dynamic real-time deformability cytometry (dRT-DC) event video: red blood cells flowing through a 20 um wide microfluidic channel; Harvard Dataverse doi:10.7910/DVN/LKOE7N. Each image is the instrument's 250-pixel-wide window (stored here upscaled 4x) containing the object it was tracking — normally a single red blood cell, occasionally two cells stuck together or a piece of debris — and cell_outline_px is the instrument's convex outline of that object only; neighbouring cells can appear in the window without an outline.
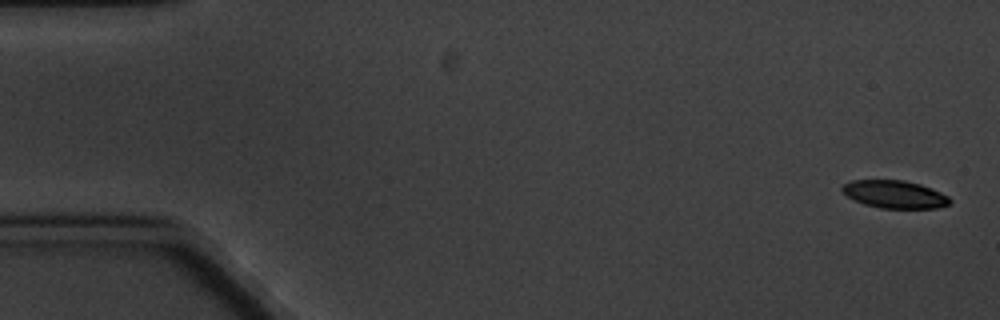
{"species": "common noctule bat (a hibernating species)", "species_latin": "Nyctalus noctula", "temperature_condition": "cold", "stored_images_in_passage": 5, "camera_frame_rate_fps": 3000, "um_per_image_px": 0.085, "animal": {"sex": "male", "body_mass_g": 20.1, "forearm_length_mm": 53.5}, "frame": {"image": 1, "passage_image": 1, "time_ms": 0.0, "image_size_px": [1000, 320], "cell_outline_px": [[952, 200], [948, 204], [936, 208], [880, 208], [864, 204], [848, 196], [840, 188], [844, 184], [852, 180], [904, 180], [920, 184], [932, 188], [948, 196]], "centroid_in_image_um": [76.06, 16.51], "position_along_channel_um": 8.9, "area_um2": 17.28}}
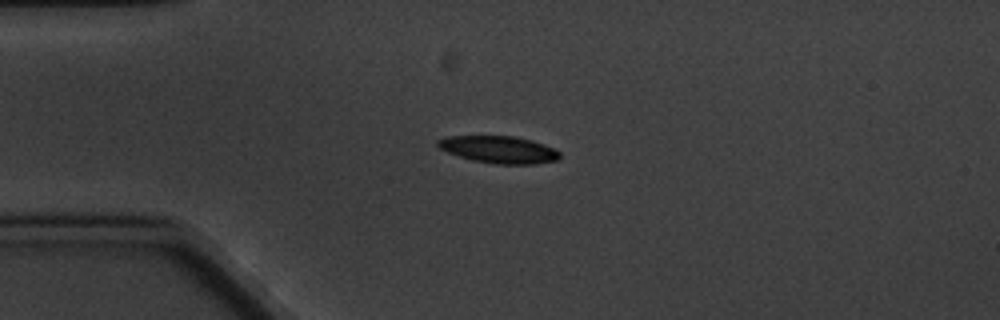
{"frame": {"image": 2, "passage_image": 5, "time_ms": 4.333, "image_size_px": [1000, 320], "cell_outline_px": [[560, 156], [556, 160], [536, 164], [496, 164], [472, 160], [448, 152], [440, 148], [436, 144], [436, 140], [444, 136], [512, 136], [532, 140], [544, 144], [560, 152]], "centroid_in_image_um": [42.39, 12.71], "position_along_channel_um": 42.6, "area_um2": 19.25}}